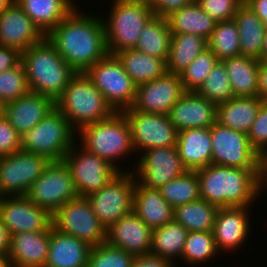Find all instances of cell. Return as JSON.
Masks as SVG:
<instances>
[{"label": "cell", "instance_id": "cell-1", "mask_svg": "<svg viewBox=\"0 0 267 267\" xmlns=\"http://www.w3.org/2000/svg\"><path fill=\"white\" fill-rule=\"evenodd\" d=\"M80 9L76 6L45 37L77 73H85L108 52L102 17Z\"/></svg>", "mask_w": 267, "mask_h": 267}, {"label": "cell", "instance_id": "cell-2", "mask_svg": "<svg viewBox=\"0 0 267 267\" xmlns=\"http://www.w3.org/2000/svg\"><path fill=\"white\" fill-rule=\"evenodd\" d=\"M201 199L217 206H252L262 196L259 169L210 164L196 170Z\"/></svg>", "mask_w": 267, "mask_h": 267}, {"label": "cell", "instance_id": "cell-3", "mask_svg": "<svg viewBox=\"0 0 267 267\" xmlns=\"http://www.w3.org/2000/svg\"><path fill=\"white\" fill-rule=\"evenodd\" d=\"M21 62L31 92L49 96L56 101L76 71L59 55L45 37L40 43L21 53Z\"/></svg>", "mask_w": 267, "mask_h": 267}, {"label": "cell", "instance_id": "cell-4", "mask_svg": "<svg viewBox=\"0 0 267 267\" xmlns=\"http://www.w3.org/2000/svg\"><path fill=\"white\" fill-rule=\"evenodd\" d=\"M76 139L87 151L106 160L119 172L132 171L131 165L127 169L119 166L132 153L137 159L130 124L123 112H114L109 118L82 127Z\"/></svg>", "mask_w": 267, "mask_h": 267}, {"label": "cell", "instance_id": "cell-5", "mask_svg": "<svg viewBox=\"0 0 267 267\" xmlns=\"http://www.w3.org/2000/svg\"><path fill=\"white\" fill-rule=\"evenodd\" d=\"M55 106L76 132L88 124L109 118L115 112L85 73H76L55 101Z\"/></svg>", "mask_w": 267, "mask_h": 267}, {"label": "cell", "instance_id": "cell-6", "mask_svg": "<svg viewBox=\"0 0 267 267\" xmlns=\"http://www.w3.org/2000/svg\"><path fill=\"white\" fill-rule=\"evenodd\" d=\"M111 4L109 16L101 17L107 52L115 55L136 46L140 33L154 12L147 0H112Z\"/></svg>", "mask_w": 267, "mask_h": 267}, {"label": "cell", "instance_id": "cell-7", "mask_svg": "<svg viewBox=\"0 0 267 267\" xmlns=\"http://www.w3.org/2000/svg\"><path fill=\"white\" fill-rule=\"evenodd\" d=\"M76 136L68 119L55 107L33 129L20 136V147L50 161H63L76 142Z\"/></svg>", "mask_w": 267, "mask_h": 267}, {"label": "cell", "instance_id": "cell-8", "mask_svg": "<svg viewBox=\"0 0 267 267\" xmlns=\"http://www.w3.org/2000/svg\"><path fill=\"white\" fill-rule=\"evenodd\" d=\"M85 74L115 112L132 107L136 97V84L125 72L122 62L116 55L107 54Z\"/></svg>", "mask_w": 267, "mask_h": 267}, {"label": "cell", "instance_id": "cell-9", "mask_svg": "<svg viewBox=\"0 0 267 267\" xmlns=\"http://www.w3.org/2000/svg\"><path fill=\"white\" fill-rule=\"evenodd\" d=\"M135 181L132 171L118 172L103 188L86 197L106 230L132 212Z\"/></svg>", "mask_w": 267, "mask_h": 267}, {"label": "cell", "instance_id": "cell-10", "mask_svg": "<svg viewBox=\"0 0 267 267\" xmlns=\"http://www.w3.org/2000/svg\"><path fill=\"white\" fill-rule=\"evenodd\" d=\"M53 227L94 247L105 243L107 230L93 212L86 197L67 201L53 215Z\"/></svg>", "mask_w": 267, "mask_h": 267}, {"label": "cell", "instance_id": "cell-11", "mask_svg": "<svg viewBox=\"0 0 267 267\" xmlns=\"http://www.w3.org/2000/svg\"><path fill=\"white\" fill-rule=\"evenodd\" d=\"M25 196L53 215L67 201L78 198L79 194L64 161H51Z\"/></svg>", "mask_w": 267, "mask_h": 267}, {"label": "cell", "instance_id": "cell-12", "mask_svg": "<svg viewBox=\"0 0 267 267\" xmlns=\"http://www.w3.org/2000/svg\"><path fill=\"white\" fill-rule=\"evenodd\" d=\"M80 197L103 188L119 172L106 160L87 151L76 141L63 158Z\"/></svg>", "mask_w": 267, "mask_h": 267}, {"label": "cell", "instance_id": "cell-13", "mask_svg": "<svg viewBox=\"0 0 267 267\" xmlns=\"http://www.w3.org/2000/svg\"><path fill=\"white\" fill-rule=\"evenodd\" d=\"M50 162L44 156L24 150L2 156L0 161V197L26 195Z\"/></svg>", "mask_w": 267, "mask_h": 267}, {"label": "cell", "instance_id": "cell-14", "mask_svg": "<svg viewBox=\"0 0 267 267\" xmlns=\"http://www.w3.org/2000/svg\"><path fill=\"white\" fill-rule=\"evenodd\" d=\"M135 160V163H132L135 180L139 185L148 188L159 189L188 171L176 147L151 148Z\"/></svg>", "mask_w": 267, "mask_h": 267}, {"label": "cell", "instance_id": "cell-15", "mask_svg": "<svg viewBox=\"0 0 267 267\" xmlns=\"http://www.w3.org/2000/svg\"><path fill=\"white\" fill-rule=\"evenodd\" d=\"M212 164L242 169H259L260 154L251 146L246 133L215 122L210 128Z\"/></svg>", "mask_w": 267, "mask_h": 267}, {"label": "cell", "instance_id": "cell-16", "mask_svg": "<svg viewBox=\"0 0 267 267\" xmlns=\"http://www.w3.org/2000/svg\"><path fill=\"white\" fill-rule=\"evenodd\" d=\"M126 116L137 157L151 148L176 147L178 131L165 114L146 113L128 108Z\"/></svg>", "mask_w": 267, "mask_h": 267}, {"label": "cell", "instance_id": "cell-17", "mask_svg": "<svg viewBox=\"0 0 267 267\" xmlns=\"http://www.w3.org/2000/svg\"><path fill=\"white\" fill-rule=\"evenodd\" d=\"M0 219L11 235L21 232L50 231L52 214L25 195L0 197Z\"/></svg>", "mask_w": 267, "mask_h": 267}, {"label": "cell", "instance_id": "cell-18", "mask_svg": "<svg viewBox=\"0 0 267 267\" xmlns=\"http://www.w3.org/2000/svg\"><path fill=\"white\" fill-rule=\"evenodd\" d=\"M185 93L180 75L166 72L161 77L136 85V97L131 108L167 115Z\"/></svg>", "mask_w": 267, "mask_h": 267}, {"label": "cell", "instance_id": "cell-19", "mask_svg": "<svg viewBox=\"0 0 267 267\" xmlns=\"http://www.w3.org/2000/svg\"><path fill=\"white\" fill-rule=\"evenodd\" d=\"M223 207L219 208L214 227L213 236L218 251L233 254L248 242L252 225L250 218L253 206ZM251 228V229H250ZM228 251V252H227ZM233 251V252H232Z\"/></svg>", "mask_w": 267, "mask_h": 267}, {"label": "cell", "instance_id": "cell-20", "mask_svg": "<svg viewBox=\"0 0 267 267\" xmlns=\"http://www.w3.org/2000/svg\"><path fill=\"white\" fill-rule=\"evenodd\" d=\"M45 38L41 30L14 1L0 13V45L21 53Z\"/></svg>", "mask_w": 267, "mask_h": 267}, {"label": "cell", "instance_id": "cell-21", "mask_svg": "<svg viewBox=\"0 0 267 267\" xmlns=\"http://www.w3.org/2000/svg\"><path fill=\"white\" fill-rule=\"evenodd\" d=\"M152 233L153 229L132 211L107 229L106 242L134 256H143L151 252Z\"/></svg>", "mask_w": 267, "mask_h": 267}, {"label": "cell", "instance_id": "cell-22", "mask_svg": "<svg viewBox=\"0 0 267 267\" xmlns=\"http://www.w3.org/2000/svg\"><path fill=\"white\" fill-rule=\"evenodd\" d=\"M167 116L178 132L188 128H210L216 122L217 105L196 92H186Z\"/></svg>", "mask_w": 267, "mask_h": 267}, {"label": "cell", "instance_id": "cell-23", "mask_svg": "<svg viewBox=\"0 0 267 267\" xmlns=\"http://www.w3.org/2000/svg\"><path fill=\"white\" fill-rule=\"evenodd\" d=\"M55 107V101L49 96L29 91L19 99L5 103L4 117L21 136L33 129Z\"/></svg>", "mask_w": 267, "mask_h": 267}, {"label": "cell", "instance_id": "cell-24", "mask_svg": "<svg viewBox=\"0 0 267 267\" xmlns=\"http://www.w3.org/2000/svg\"><path fill=\"white\" fill-rule=\"evenodd\" d=\"M49 243L50 231L15 233L7 255L14 267H45Z\"/></svg>", "mask_w": 267, "mask_h": 267}, {"label": "cell", "instance_id": "cell-25", "mask_svg": "<svg viewBox=\"0 0 267 267\" xmlns=\"http://www.w3.org/2000/svg\"><path fill=\"white\" fill-rule=\"evenodd\" d=\"M92 246L52 227L45 267H87Z\"/></svg>", "mask_w": 267, "mask_h": 267}, {"label": "cell", "instance_id": "cell-26", "mask_svg": "<svg viewBox=\"0 0 267 267\" xmlns=\"http://www.w3.org/2000/svg\"><path fill=\"white\" fill-rule=\"evenodd\" d=\"M176 149L188 171L211 164L212 141L209 128H188L178 132Z\"/></svg>", "mask_w": 267, "mask_h": 267}, {"label": "cell", "instance_id": "cell-27", "mask_svg": "<svg viewBox=\"0 0 267 267\" xmlns=\"http://www.w3.org/2000/svg\"><path fill=\"white\" fill-rule=\"evenodd\" d=\"M132 211L152 229L173 221L174 208L162 197L159 189L139 185L136 181Z\"/></svg>", "mask_w": 267, "mask_h": 267}, {"label": "cell", "instance_id": "cell-28", "mask_svg": "<svg viewBox=\"0 0 267 267\" xmlns=\"http://www.w3.org/2000/svg\"><path fill=\"white\" fill-rule=\"evenodd\" d=\"M263 102L258 96H234L227 102L217 105L216 122L247 134Z\"/></svg>", "mask_w": 267, "mask_h": 267}, {"label": "cell", "instance_id": "cell-29", "mask_svg": "<svg viewBox=\"0 0 267 267\" xmlns=\"http://www.w3.org/2000/svg\"><path fill=\"white\" fill-rule=\"evenodd\" d=\"M46 36L76 6L77 0H15Z\"/></svg>", "mask_w": 267, "mask_h": 267}, {"label": "cell", "instance_id": "cell-30", "mask_svg": "<svg viewBox=\"0 0 267 267\" xmlns=\"http://www.w3.org/2000/svg\"><path fill=\"white\" fill-rule=\"evenodd\" d=\"M239 31L241 55L262 61V45L265 25L262 20L243 3L234 16Z\"/></svg>", "mask_w": 267, "mask_h": 267}, {"label": "cell", "instance_id": "cell-31", "mask_svg": "<svg viewBox=\"0 0 267 267\" xmlns=\"http://www.w3.org/2000/svg\"><path fill=\"white\" fill-rule=\"evenodd\" d=\"M172 33L195 34L209 39L216 21L194 1L190 5L172 11L166 16Z\"/></svg>", "mask_w": 267, "mask_h": 267}, {"label": "cell", "instance_id": "cell-32", "mask_svg": "<svg viewBox=\"0 0 267 267\" xmlns=\"http://www.w3.org/2000/svg\"><path fill=\"white\" fill-rule=\"evenodd\" d=\"M222 61L230 78L234 96H258L259 60L239 55Z\"/></svg>", "mask_w": 267, "mask_h": 267}, {"label": "cell", "instance_id": "cell-33", "mask_svg": "<svg viewBox=\"0 0 267 267\" xmlns=\"http://www.w3.org/2000/svg\"><path fill=\"white\" fill-rule=\"evenodd\" d=\"M115 55L136 85L161 77L167 72L165 60L150 56L135 48L124 49Z\"/></svg>", "mask_w": 267, "mask_h": 267}, {"label": "cell", "instance_id": "cell-34", "mask_svg": "<svg viewBox=\"0 0 267 267\" xmlns=\"http://www.w3.org/2000/svg\"><path fill=\"white\" fill-rule=\"evenodd\" d=\"M207 48L208 41L202 36L172 33L167 72L181 74Z\"/></svg>", "mask_w": 267, "mask_h": 267}, {"label": "cell", "instance_id": "cell-35", "mask_svg": "<svg viewBox=\"0 0 267 267\" xmlns=\"http://www.w3.org/2000/svg\"><path fill=\"white\" fill-rule=\"evenodd\" d=\"M187 234L188 231L174 220L153 229L150 254L167 259L178 267L176 261L181 259Z\"/></svg>", "mask_w": 267, "mask_h": 267}, {"label": "cell", "instance_id": "cell-36", "mask_svg": "<svg viewBox=\"0 0 267 267\" xmlns=\"http://www.w3.org/2000/svg\"><path fill=\"white\" fill-rule=\"evenodd\" d=\"M171 37L172 32L166 17L154 15L144 26L134 48L167 61Z\"/></svg>", "mask_w": 267, "mask_h": 267}, {"label": "cell", "instance_id": "cell-37", "mask_svg": "<svg viewBox=\"0 0 267 267\" xmlns=\"http://www.w3.org/2000/svg\"><path fill=\"white\" fill-rule=\"evenodd\" d=\"M219 208L204 199H199L174 208L173 220L188 232L213 231Z\"/></svg>", "mask_w": 267, "mask_h": 267}, {"label": "cell", "instance_id": "cell-38", "mask_svg": "<svg viewBox=\"0 0 267 267\" xmlns=\"http://www.w3.org/2000/svg\"><path fill=\"white\" fill-rule=\"evenodd\" d=\"M220 254L212 231L188 232L181 256V263L191 267H194V265L198 267L208 263V261H214V258H218Z\"/></svg>", "mask_w": 267, "mask_h": 267}, {"label": "cell", "instance_id": "cell-39", "mask_svg": "<svg viewBox=\"0 0 267 267\" xmlns=\"http://www.w3.org/2000/svg\"><path fill=\"white\" fill-rule=\"evenodd\" d=\"M159 191L173 208L201 198L196 171H187L185 174L170 180L167 184L161 186Z\"/></svg>", "mask_w": 267, "mask_h": 267}, {"label": "cell", "instance_id": "cell-40", "mask_svg": "<svg viewBox=\"0 0 267 267\" xmlns=\"http://www.w3.org/2000/svg\"><path fill=\"white\" fill-rule=\"evenodd\" d=\"M208 41V48L219 60L241 55L239 31L234 19L217 22Z\"/></svg>", "mask_w": 267, "mask_h": 267}, {"label": "cell", "instance_id": "cell-41", "mask_svg": "<svg viewBox=\"0 0 267 267\" xmlns=\"http://www.w3.org/2000/svg\"><path fill=\"white\" fill-rule=\"evenodd\" d=\"M196 93L218 105L234 97L230 78L219 60Z\"/></svg>", "mask_w": 267, "mask_h": 267}, {"label": "cell", "instance_id": "cell-42", "mask_svg": "<svg viewBox=\"0 0 267 267\" xmlns=\"http://www.w3.org/2000/svg\"><path fill=\"white\" fill-rule=\"evenodd\" d=\"M219 59L207 48L181 73L180 78L186 92H196L203 84Z\"/></svg>", "mask_w": 267, "mask_h": 267}, {"label": "cell", "instance_id": "cell-43", "mask_svg": "<svg viewBox=\"0 0 267 267\" xmlns=\"http://www.w3.org/2000/svg\"><path fill=\"white\" fill-rule=\"evenodd\" d=\"M134 255L107 242L90 250L87 267H131Z\"/></svg>", "mask_w": 267, "mask_h": 267}, {"label": "cell", "instance_id": "cell-44", "mask_svg": "<svg viewBox=\"0 0 267 267\" xmlns=\"http://www.w3.org/2000/svg\"><path fill=\"white\" fill-rule=\"evenodd\" d=\"M29 91L22 62L16 67L0 73V101L3 103L19 99Z\"/></svg>", "mask_w": 267, "mask_h": 267}, {"label": "cell", "instance_id": "cell-45", "mask_svg": "<svg viewBox=\"0 0 267 267\" xmlns=\"http://www.w3.org/2000/svg\"><path fill=\"white\" fill-rule=\"evenodd\" d=\"M195 2L212 19L221 22L233 19L244 0H195Z\"/></svg>", "mask_w": 267, "mask_h": 267}, {"label": "cell", "instance_id": "cell-46", "mask_svg": "<svg viewBox=\"0 0 267 267\" xmlns=\"http://www.w3.org/2000/svg\"><path fill=\"white\" fill-rule=\"evenodd\" d=\"M251 146L261 154L267 148V101H264L257 112L254 123L247 133Z\"/></svg>", "mask_w": 267, "mask_h": 267}, {"label": "cell", "instance_id": "cell-47", "mask_svg": "<svg viewBox=\"0 0 267 267\" xmlns=\"http://www.w3.org/2000/svg\"><path fill=\"white\" fill-rule=\"evenodd\" d=\"M21 150L20 135L3 117L0 119V155H11Z\"/></svg>", "mask_w": 267, "mask_h": 267}, {"label": "cell", "instance_id": "cell-48", "mask_svg": "<svg viewBox=\"0 0 267 267\" xmlns=\"http://www.w3.org/2000/svg\"><path fill=\"white\" fill-rule=\"evenodd\" d=\"M153 9L154 15L166 17L172 11L190 5L195 0H147Z\"/></svg>", "mask_w": 267, "mask_h": 267}, {"label": "cell", "instance_id": "cell-49", "mask_svg": "<svg viewBox=\"0 0 267 267\" xmlns=\"http://www.w3.org/2000/svg\"><path fill=\"white\" fill-rule=\"evenodd\" d=\"M21 62V52L12 47L0 45V73L16 67Z\"/></svg>", "mask_w": 267, "mask_h": 267}, {"label": "cell", "instance_id": "cell-50", "mask_svg": "<svg viewBox=\"0 0 267 267\" xmlns=\"http://www.w3.org/2000/svg\"><path fill=\"white\" fill-rule=\"evenodd\" d=\"M131 267H176L171 261L152 254L135 256Z\"/></svg>", "mask_w": 267, "mask_h": 267}, {"label": "cell", "instance_id": "cell-51", "mask_svg": "<svg viewBox=\"0 0 267 267\" xmlns=\"http://www.w3.org/2000/svg\"><path fill=\"white\" fill-rule=\"evenodd\" d=\"M244 3L262 20L267 28V0H244Z\"/></svg>", "mask_w": 267, "mask_h": 267}, {"label": "cell", "instance_id": "cell-52", "mask_svg": "<svg viewBox=\"0 0 267 267\" xmlns=\"http://www.w3.org/2000/svg\"><path fill=\"white\" fill-rule=\"evenodd\" d=\"M258 97L267 101V64L264 61H260L258 71Z\"/></svg>", "mask_w": 267, "mask_h": 267}, {"label": "cell", "instance_id": "cell-53", "mask_svg": "<svg viewBox=\"0 0 267 267\" xmlns=\"http://www.w3.org/2000/svg\"><path fill=\"white\" fill-rule=\"evenodd\" d=\"M259 185L261 191L267 186V148L259 157Z\"/></svg>", "mask_w": 267, "mask_h": 267}, {"label": "cell", "instance_id": "cell-54", "mask_svg": "<svg viewBox=\"0 0 267 267\" xmlns=\"http://www.w3.org/2000/svg\"><path fill=\"white\" fill-rule=\"evenodd\" d=\"M10 247V234L0 219V255H7Z\"/></svg>", "mask_w": 267, "mask_h": 267}, {"label": "cell", "instance_id": "cell-55", "mask_svg": "<svg viewBox=\"0 0 267 267\" xmlns=\"http://www.w3.org/2000/svg\"><path fill=\"white\" fill-rule=\"evenodd\" d=\"M0 267H14L8 255H0Z\"/></svg>", "mask_w": 267, "mask_h": 267}, {"label": "cell", "instance_id": "cell-56", "mask_svg": "<svg viewBox=\"0 0 267 267\" xmlns=\"http://www.w3.org/2000/svg\"><path fill=\"white\" fill-rule=\"evenodd\" d=\"M267 58V28H265V34L262 45V61Z\"/></svg>", "mask_w": 267, "mask_h": 267}, {"label": "cell", "instance_id": "cell-57", "mask_svg": "<svg viewBox=\"0 0 267 267\" xmlns=\"http://www.w3.org/2000/svg\"><path fill=\"white\" fill-rule=\"evenodd\" d=\"M15 0H0V13L10 6Z\"/></svg>", "mask_w": 267, "mask_h": 267}, {"label": "cell", "instance_id": "cell-58", "mask_svg": "<svg viewBox=\"0 0 267 267\" xmlns=\"http://www.w3.org/2000/svg\"><path fill=\"white\" fill-rule=\"evenodd\" d=\"M4 114H5V103L0 101V119L4 117Z\"/></svg>", "mask_w": 267, "mask_h": 267}, {"label": "cell", "instance_id": "cell-59", "mask_svg": "<svg viewBox=\"0 0 267 267\" xmlns=\"http://www.w3.org/2000/svg\"><path fill=\"white\" fill-rule=\"evenodd\" d=\"M264 191H265V192H264ZM263 192L265 193V195H267V194H266V192H267V186L262 190V195H264Z\"/></svg>", "mask_w": 267, "mask_h": 267}]
</instances>
